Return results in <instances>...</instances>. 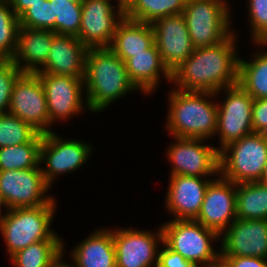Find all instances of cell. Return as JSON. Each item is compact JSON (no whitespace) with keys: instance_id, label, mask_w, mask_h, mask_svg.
Listing matches in <instances>:
<instances>
[{"instance_id":"7a4b0ae2","label":"cell","mask_w":267,"mask_h":267,"mask_svg":"<svg viewBox=\"0 0 267 267\" xmlns=\"http://www.w3.org/2000/svg\"><path fill=\"white\" fill-rule=\"evenodd\" d=\"M83 82L87 94L85 107L97 113L138 90L128 77L125 62L109 47L88 49Z\"/></svg>"},{"instance_id":"7c38bea8","label":"cell","mask_w":267,"mask_h":267,"mask_svg":"<svg viewBox=\"0 0 267 267\" xmlns=\"http://www.w3.org/2000/svg\"><path fill=\"white\" fill-rule=\"evenodd\" d=\"M176 143L168 147L172 175L207 177L219 175V151L202 144L205 139L173 137Z\"/></svg>"},{"instance_id":"44dd1931","label":"cell","mask_w":267,"mask_h":267,"mask_svg":"<svg viewBox=\"0 0 267 267\" xmlns=\"http://www.w3.org/2000/svg\"><path fill=\"white\" fill-rule=\"evenodd\" d=\"M55 35L52 30L19 27L16 49L10 60L23 73H37L46 64Z\"/></svg>"},{"instance_id":"52a82bcc","label":"cell","mask_w":267,"mask_h":267,"mask_svg":"<svg viewBox=\"0 0 267 267\" xmlns=\"http://www.w3.org/2000/svg\"><path fill=\"white\" fill-rule=\"evenodd\" d=\"M229 7L224 0H186L182 14L195 48L217 45L233 32Z\"/></svg>"},{"instance_id":"f546056e","label":"cell","mask_w":267,"mask_h":267,"mask_svg":"<svg viewBox=\"0 0 267 267\" xmlns=\"http://www.w3.org/2000/svg\"><path fill=\"white\" fill-rule=\"evenodd\" d=\"M19 18L7 0H0V60H10L16 49Z\"/></svg>"},{"instance_id":"603a6c76","label":"cell","mask_w":267,"mask_h":267,"mask_svg":"<svg viewBox=\"0 0 267 267\" xmlns=\"http://www.w3.org/2000/svg\"><path fill=\"white\" fill-rule=\"evenodd\" d=\"M73 262L78 267H116L113 232L99 229L72 250Z\"/></svg>"},{"instance_id":"8992f818","label":"cell","mask_w":267,"mask_h":267,"mask_svg":"<svg viewBox=\"0 0 267 267\" xmlns=\"http://www.w3.org/2000/svg\"><path fill=\"white\" fill-rule=\"evenodd\" d=\"M161 227L163 242L196 267H208L220 259V251H214L211 245L220 236L196 220L173 219Z\"/></svg>"},{"instance_id":"8d00e7d4","label":"cell","mask_w":267,"mask_h":267,"mask_svg":"<svg viewBox=\"0 0 267 267\" xmlns=\"http://www.w3.org/2000/svg\"><path fill=\"white\" fill-rule=\"evenodd\" d=\"M163 249L158 252L157 267H196L193 263L187 261L180 253L171 250L164 242Z\"/></svg>"},{"instance_id":"277c9868","label":"cell","mask_w":267,"mask_h":267,"mask_svg":"<svg viewBox=\"0 0 267 267\" xmlns=\"http://www.w3.org/2000/svg\"><path fill=\"white\" fill-rule=\"evenodd\" d=\"M55 209L56 204L8 209L0 231L10 257L42 240H62L50 227Z\"/></svg>"},{"instance_id":"4dcf8cb0","label":"cell","mask_w":267,"mask_h":267,"mask_svg":"<svg viewBox=\"0 0 267 267\" xmlns=\"http://www.w3.org/2000/svg\"><path fill=\"white\" fill-rule=\"evenodd\" d=\"M38 132L17 116L0 114V148L30 142Z\"/></svg>"},{"instance_id":"484cf974","label":"cell","mask_w":267,"mask_h":267,"mask_svg":"<svg viewBox=\"0 0 267 267\" xmlns=\"http://www.w3.org/2000/svg\"><path fill=\"white\" fill-rule=\"evenodd\" d=\"M251 62L239 57L238 84L255 100L267 98V51L254 53Z\"/></svg>"},{"instance_id":"ab89813d","label":"cell","mask_w":267,"mask_h":267,"mask_svg":"<svg viewBox=\"0 0 267 267\" xmlns=\"http://www.w3.org/2000/svg\"><path fill=\"white\" fill-rule=\"evenodd\" d=\"M63 255H64V254L62 253V254L56 259L55 264H54L53 267H78L76 264H74V262H73V264H66V263L63 261V259H62V256H63Z\"/></svg>"},{"instance_id":"9a60e30c","label":"cell","mask_w":267,"mask_h":267,"mask_svg":"<svg viewBox=\"0 0 267 267\" xmlns=\"http://www.w3.org/2000/svg\"><path fill=\"white\" fill-rule=\"evenodd\" d=\"M44 87L50 125L57 120L67 119L83 110V78L69 75L36 73Z\"/></svg>"},{"instance_id":"2e32d148","label":"cell","mask_w":267,"mask_h":267,"mask_svg":"<svg viewBox=\"0 0 267 267\" xmlns=\"http://www.w3.org/2000/svg\"><path fill=\"white\" fill-rule=\"evenodd\" d=\"M207 186L200 212L195 219L219 236L237 218L236 184L220 175Z\"/></svg>"},{"instance_id":"1f68e13d","label":"cell","mask_w":267,"mask_h":267,"mask_svg":"<svg viewBox=\"0 0 267 267\" xmlns=\"http://www.w3.org/2000/svg\"><path fill=\"white\" fill-rule=\"evenodd\" d=\"M53 2L55 33L77 36L81 25L82 2L50 0Z\"/></svg>"},{"instance_id":"4316f807","label":"cell","mask_w":267,"mask_h":267,"mask_svg":"<svg viewBox=\"0 0 267 267\" xmlns=\"http://www.w3.org/2000/svg\"><path fill=\"white\" fill-rule=\"evenodd\" d=\"M186 0H128L125 17L152 24L159 18L181 14Z\"/></svg>"},{"instance_id":"d4e9b609","label":"cell","mask_w":267,"mask_h":267,"mask_svg":"<svg viewBox=\"0 0 267 267\" xmlns=\"http://www.w3.org/2000/svg\"><path fill=\"white\" fill-rule=\"evenodd\" d=\"M236 216L241 220L267 219V184H236Z\"/></svg>"},{"instance_id":"8fae6325","label":"cell","mask_w":267,"mask_h":267,"mask_svg":"<svg viewBox=\"0 0 267 267\" xmlns=\"http://www.w3.org/2000/svg\"><path fill=\"white\" fill-rule=\"evenodd\" d=\"M55 132H49L42 137L40 147V164L44 179L51 186L57 175L76 171L83 166L92 149L83 141L63 139ZM45 162V163H44Z\"/></svg>"},{"instance_id":"5bb4252c","label":"cell","mask_w":267,"mask_h":267,"mask_svg":"<svg viewBox=\"0 0 267 267\" xmlns=\"http://www.w3.org/2000/svg\"><path fill=\"white\" fill-rule=\"evenodd\" d=\"M158 230L152 233L130 228L112 229L116 267H157V248H160L157 246L163 243L162 227Z\"/></svg>"},{"instance_id":"3957f363","label":"cell","mask_w":267,"mask_h":267,"mask_svg":"<svg viewBox=\"0 0 267 267\" xmlns=\"http://www.w3.org/2000/svg\"><path fill=\"white\" fill-rule=\"evenodd\" d=\"M217 93L173 89L169 94L166 129L174 137L208 139L216 134ZM213 135V136H212Z\"/></svg>"},{"instance_id":"60d3db41","label":"cell","mask_w":267,"mask_h":267,"mask_svg":"<svg viewBox=\"0 0 267 267\" xmlns=\"http://www.w3.org/2000/svg\"><path fill=\"white\" fill-rule=\"evenodd\" d=\"M259 182L267 184V162L264 166V169H263L262 175L259 179Z\"/></svg>"},{"instance_id":"f35d334b","label":"cell","mask_w":267,"mask_h":267,"mask_svg":"<svg viewBox=\"0 0 267 267\" xmlns=\"http://www.w3.org/2000/svg\"><path fill=\"white\" fill-rule=\"evenodd\" d=\"M18 18L32 5H37L45 0H7Z\"/></svg>"},{"instance_id":"d590c367","label":"cell","mask_w":267,"mask_h":267,"mask_svg":"<svg viewBox=\"0 0 267 267\" xmlns=\"http://www.w3.org/2000/svg\"><path fill=\"white\" fill-rule=\"evenodd\" d=\"M253 133L267 135V98L255 99L252 106Z\"/></svg>"},{"instance_id":"d6986e66","label":"cell","mask_w":267,"mask_h":267,"mask_svg":"<svg viewBox=\"0 0 267 267\" xmlns=\"http://www.w3.org/2000/svg\"><path fill=\"white\" fill-rule=\"evenodd\" d=\"M205 177L172 175L165 205L174 220H195L200 212L207 186ZM204 179V180H203Z\"/></svg>"},{"instance_id":"9c48e42d","label":"cell","mask_w":267,"mask_h":267,"mask_svg":"<svg viewBox=\"0 0 267 267\" xmlns=\"http://www.w3.org/2000/svg\"><path fill=\"white\" fill-rule=\"evenodd\" d=\"M226 92L225 100L217 104V129L220 148L253 133L252 106L254 99L237 83L217 91Z\"/></svg>"},{"instance_id":"ffe728a7","label":"cell","mask_w":267,"mask_h":267,"mask_svg":"<svg viewBox=\"0 0 267 267\" xmlns=\"http://www.w3.org/2000/svg\"><path fill=\"white\" fill-rule=\"evenodd\" d=\"M87 51L77 36L56 34L46 64L38 72L84 78Z\"/></svg>"},{"instance_id":"5b68a950","label":"cell","mask_w":267,"mask_h":267,"mask_svg":"<svg viewBox=\"0 0 267 267\" xmlns=\"http://www.w3.org/2000/svg\"><path fill=\"white\" fill-rule=\"evenodd\" d=\"M266 162L267 135L251 133L219 151V175L235 184L259 181Z\"/></svg>"},{"instance_id":"74e56055","label":"cell","mask_w":267,"mask_h":267,"mask_svg":"<svg viewBox=\"0 0 267 267\" xmlns=\"http://www.w3.org/2000/svg\"><path fill=\"white\" fill-rule=\"evenodd\" d=\"M228 267H267V259L253 256H220Z\"/></svg>"},{"instance_id":"ba28073f","label":"cell","mask_w":267,"mask_h":267,"mask_svg":"<svg viewBox=\"0 0 267 267\" xmlns=\"http://www.w3.org/2000/svg\"><path fill=\"white\" fill-rule=\"evenodd\" d=\"M51 187L44 179L40 165L0 171V199L8 209L56 204L53 196L46 195Z\"/></svg>"},{"instance_id":"f6af8a7d","label":"cell","mask_w":267,"mask_h":267,"mask_svg":"<svg viewBox=\"0 0 267 267\" xmlns=\"http://www.w3.org/2000/svg\"><path fill=\"white\" fill-rule=\"evenodd\" d=\"M70 2H82L83 0H68Z\"/></svg>"},{"instance_id":"f1b7e54d","label":"cell","mask_w":267,"mask_h":267,"mask_svg":"<svg viewBox=\"0 0 267 267\" xmlns=\"http://www.w3.org/2000/svg\"><path fill=\"white\" fill-rule=\"evenodd\" d=\"M42 137L38 133L28 143L0 148V171L38 167Z\"/></svg>"},{"instance_id":"6da1fadb","label":"cell","mask_w":267,"mask_h":267,"mask_svg":"<svg viewBox=\"0 0 267 267\" xmlns=\"http://www.w3.org/2000/svg\"><path fill=\"white\" fill-rule=\"evenodd\" d=\"M236 33H231L223 42L195 48L193 53L172 72L176 88L185 91L216 93L238 83ZM179 86V87H178Z\"/></svg>"},{"instance_id":"83f0119b","label":"cell","mask_w":267,"mask_h":267,"mask_svg":"<svg viewBox=\"0 0 267 267\" xmlns=\"http://www.w3.org/2000/svg\"><path fill=\"white\" fill-rule=\"evenodd\" d=\"M62 240H42L30 244L10 257L15 267H53L64 253Z\"/></svg>"},{"instance_id":"e575fe53","label":"cell","mask_w":267,"mask_h":267,"mask_svg":"<svg viewBox=\"0 0 267 267\" xmlns=\"http://www.w3.org/2000/svg\"><path fill=\"white\" fill-rule=\"evenodd\" d=\"M22 73L11 60H0V114L9 112L14 83Z\"/></svg>"},{"instance_id":"7402d4cb","label":"cell","mask_w":267,"mask_h":267,"mask_svg":"<svg viewBox=\"0 0 267 267\" xmlns=\"http://www.w3.org/2000/svg\"><path fill=\"white\" fill-rule=\"evenodd\" d=\"M125 66L130 81L147 95L156 90L161 73L168 82H172V73L163 63L155 43L145 53L134 54L127 59Z\"/></svg>"},{"instance_id":"cb8c5ba5","label":"cell","mask_w":267,"mask_h":267,"mask_svg":"<svg viewBox=\"0 0 267 267\" xmlns=\"http://www.w3.org/2000/svg\"><path fill=\"white\" fill-rule=\"evenodd\" d=\"M154 44L151 24L124 17L118 24L109 48L124 62L134 54L145 53Z\"/></svg>"},{"instance_id":"b9f144b4","label":"cell","mask_w":267,"mask_h":267,"mask_svg":"<svg viewBox=\"0 0 267 267\" xmlns=\"http://www.w3.org/2000/svg\"><path fill=\"white\" fill-rule=\"evenodd\" d=\"M1 206L3 207L5 206V208L8 210L6 203L0 199V226L2 225V222L6 218V215H7V212L6 214L2 215Z\"/></svg>"},{"instance_id":"d6a6232c","label":"cell","mask_w":267,"mask_h":267,"mask_svg":"<svg viewBox=\"0 0 267 267\" xmlns=\"http://www.w3.org/2000/svg\"><path fill=\"white\" fill-rule=\"evenodd\" d=\"M55 20L53 2L42 1L29 7L20 17V27L31 29L52 30L55 32Z\"/></svg>"},{"instance_id":"ac0fdd59","label":"cell","mask_w":267,"mask_h":267,"mask_svg":"<svg viewBox=\"0 0 267 267\" xmlns=\"http://www.w3.org/2000/svg\"><path fill=\"white\" fill-rule=\"evenodd\" d=\"M220 236H223L220 256L267 259V219L236 218Z\"/></svg>"},{"instance_id":"836d02e7","label":"cell","mask_w":267,"mask_h":267,"mask_svg":"<svg viewBox=\"0 0 267 267\" xmlns=\"http://www.w3.org/2000/svg\"><path fill=\"white\" fill-rule=\"evenodd\" d=\"M252 41L267 46V0H249Z\"/></svg>"},{"instance_id":"4fadbf2b","label":"cell","mask_w":267,"mask_h":267,"mask_svg":"<svg viewBox=\"0 0 267 267\" xmlns=\"http://www.w3.org/2000/svg\"><path fill=\"white\" fill-rule=\"evenodd\" d=\"M114 8L106 0L82 1L81 25L77 37L88 49L111 45L118 24L125 17L123 9Z\"/></svg>"},{"instance_id":"ee69618b","label":"cell","mask_w":267,"mask_h":267,"mask_svg":"<svg viewBox=\"0 0 267 267\" xmlns=\"http://www.w3.org/2000/svg\"><path fill=\"white\" fill-rule=\"evenodd\" d=\"M106 1H110V0H106ZM117 1H118V5H117L118 8L123 9L125 11L128 0H117Z\"/></svg>"},{"instance_id":"30bf717a","label":"cell","mask_w":267,"mask_h":267,"mask_svg":"<svg viewBox=\"0 0 267 267\" xmlns=\"http://www.w3.org/2000/svg\"><path fill=\"white\" fill-rule=\"evenodd\" d=\"M8 113L29 124L39 134L52 132L49 129L45 90L36 73H22L18 77L13 86Z\"/></svg>"},{"instance_id":"7bdbcfd3","label":"cell","mask_w":267,"mask_h":267,"mask_svg":"<svg viewBox=\"0 0 267 267\" xmlns=\"http://www.w3.org/2000/svg\"><path fill=\"white\" fill-rule=\"evenodd\" d=\"M208 267H228L221 259H219L217 262L212 263Z\"/></svg>"},{"instance_id":"e0dca14e","label":"cell","mask_w":267,"mask_h":267,"mask_svg":"<svg viewBox=\"0 0 267 267\" xmlns=\"http://www.w3.org/2000/svg\"><path fill=\"white\" fill-rule=\"evenodd\" d=\"M154 43L161 59L172 73L194 51L183 14L159 18L152 24Z\"/></svg>"}]
</instances>
